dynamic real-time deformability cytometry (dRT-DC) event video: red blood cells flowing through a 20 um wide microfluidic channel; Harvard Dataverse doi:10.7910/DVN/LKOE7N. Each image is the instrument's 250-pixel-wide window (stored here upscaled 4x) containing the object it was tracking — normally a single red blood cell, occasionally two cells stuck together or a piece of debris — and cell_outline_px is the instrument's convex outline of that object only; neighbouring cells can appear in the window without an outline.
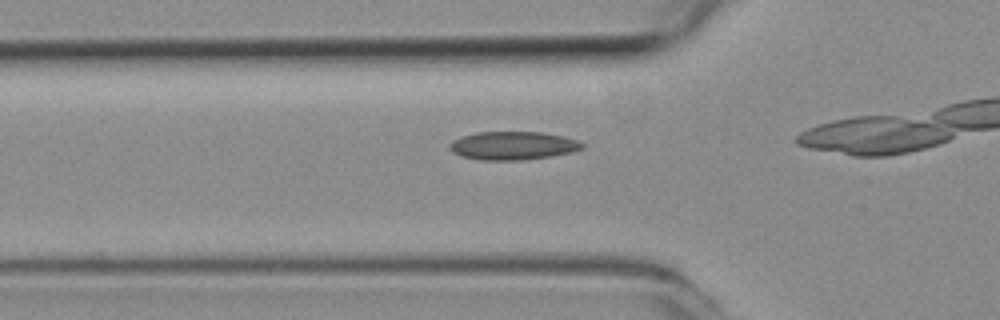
{"species": "common noctule bat (a hibernating species)", "species_latin": "Nyctalus noctula", "temperature_condition": "room temperature", "stored_images_in_passage": 15, "camera_frame_rate_fps": 3000, "um_per_image_px": 0.085, "animal": {"sex": "female", "body_mass_g": 19.3, "forearm_length_mm": 54.1}, "frame": {"image": 1, "passage_image": 13, "time_ms": 4.0, "image_size_px": [1000, 320], "cell_outline_px": [[584, 148], [572, 152], [552, 156], [524, 160], [480, 160], [460, 156], [452, 152], [448, 148], [448, 144], [452, 140], [476, 132], [540, 132], [564, 136], [576, 140], [584, 144]], "centroid_in_image_um": [43.58, 12.38], "position_along_channel_um": 82.2, "area_um2": 22.02}}